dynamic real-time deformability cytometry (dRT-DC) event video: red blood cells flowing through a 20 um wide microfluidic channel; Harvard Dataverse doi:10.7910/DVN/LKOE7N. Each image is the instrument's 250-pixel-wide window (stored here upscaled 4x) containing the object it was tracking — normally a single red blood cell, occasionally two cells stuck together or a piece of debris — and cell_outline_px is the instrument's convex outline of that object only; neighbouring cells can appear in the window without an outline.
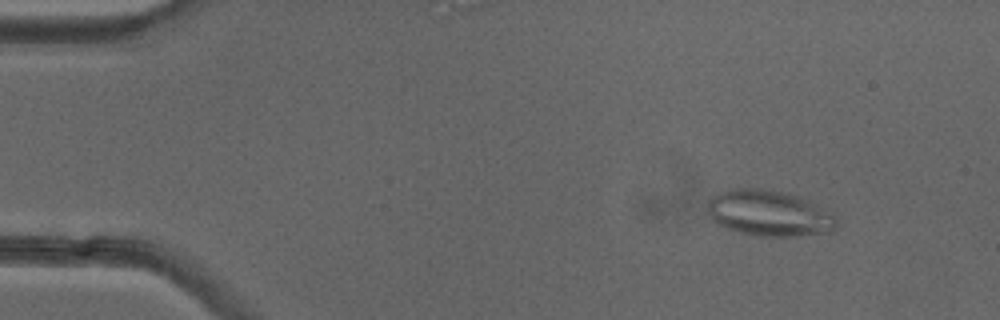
{"species": "common noctule bat (a hibernating species)", "species_latin": "Nyctalus noctula", "temperature_condition": "cold", "stored_images_in_passage": 51, "camera_frame_rate_fps": 3000, "um_per_image_px": 0.085, "animal": {"sex": "female"}, "frame": {"image": 1, "passage_image": 6, "time_ms": 1.667, "image_size_px": [1000, 320], "cell_outline_px": [[840, 224], [832, 232], [796, 236], [756, 236], [740, 232], [716, 224], [712, 220], [708, 212], [708, 200], [712, 196], [720, 192], [732, 188], [760, 188], [800, 196], [816, 204], [836, 216]], "centroid_in_image_um": [65.4, 18.13], "position_along_channel_um": 19.6, "area_um2": 34.74}}
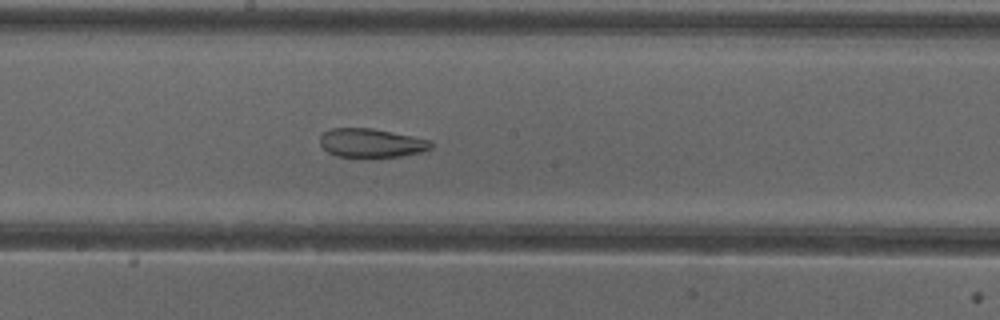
{"frame": {"image": 2, "passage_image": 28, "time_ms": 9.0, "image_size_px": [1000, 320], "cell_outline_px": [[432, 148], [420, 152], [400, 156], [336, 156], [328, 152], [320, 144], [320, 136], [324, 132], [332, 128], [372, 128], [432, 140]], "centroid_in_image_um": [31.56, 12.14], "position_along_channel_um": 216.6, "area_um2": 18.38}}
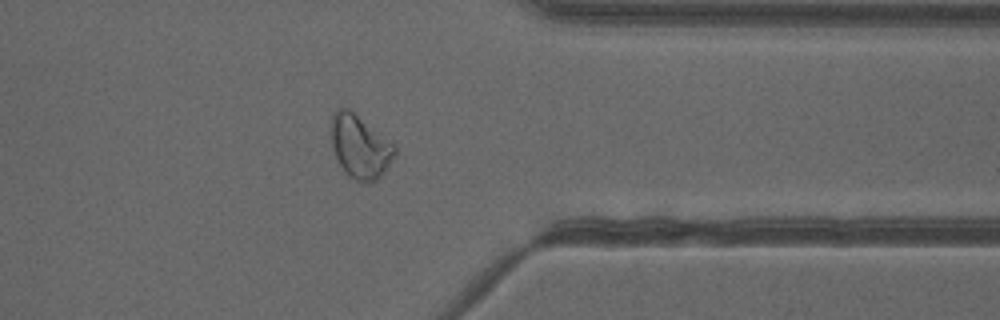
{"frame": {"image": 3, "passage_image": 41, "time_ms": 13.333, "image_size_px": [1000, 320], "cell_outline_px": [[396, 156], [384, 172], [376, 180], [368, 184], [356, 180], [348, 176], [344, 172], [336, 160], [332, 148], [332, 116], [340, 108], [348, 108], [356, 112], [392, 144], [396, 148]], "centroid_in_image_um": [30.59, 12.49], "position_along_channel_um": 380.8, "area_um2": 23.47}, "authors_computed_cell_mechanics": {"area_um2": 25.6054, "velocity_mm_per_s": 3.9788, "shape_relaxation_time_tau1_ms": null, "shape_relaxation_time_tau2_ms": 1.7174, "deformation_change_tau1": null, "deformation_change_tau2": 0.0777}}